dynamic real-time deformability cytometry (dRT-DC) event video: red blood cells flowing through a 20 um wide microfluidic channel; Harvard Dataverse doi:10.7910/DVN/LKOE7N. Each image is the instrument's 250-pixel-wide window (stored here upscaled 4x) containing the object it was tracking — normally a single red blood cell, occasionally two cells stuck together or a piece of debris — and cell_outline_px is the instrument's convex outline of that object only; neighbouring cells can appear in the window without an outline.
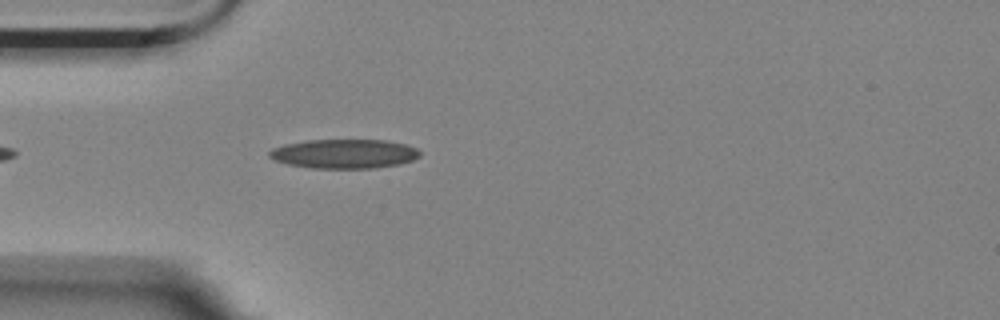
{"species": "Egyptian fruit bat (a non-hibernating species)", "species_latin": "Rousettus aegyptiacus", "temperature_condition": "room temperature", "stored_images_in_passage": 4, "camera_frame_rate_fps": 3000, "um_per_image_px": 0.085, "animal": {"sex": "female"}, "frame": {"image": 1, "passage_image": 4, "time_ms": 1.0, "image_size_px": [1000, 320], "cell_outline_px": [[420, 156], [412, 160], [400, 164], [376, 168], [312, 168], [288, 164], [272, 160], [268, 156], [268, 152], [272, 148], [284, 144], [304, 140], [384, 140], [404, 144], [416, 148], [420, 152]], "centroid_in_image_um": [29.21, 13.07], "position_along_channel_um": 55.8, "area_um2": 25.78}}